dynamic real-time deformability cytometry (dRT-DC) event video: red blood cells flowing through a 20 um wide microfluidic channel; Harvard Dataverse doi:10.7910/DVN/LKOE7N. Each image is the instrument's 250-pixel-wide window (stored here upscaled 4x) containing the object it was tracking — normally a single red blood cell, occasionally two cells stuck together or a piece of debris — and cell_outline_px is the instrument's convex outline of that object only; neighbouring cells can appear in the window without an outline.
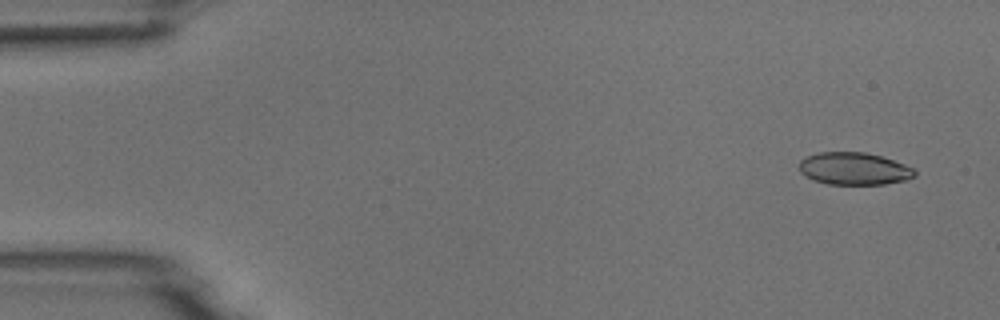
{"species": "common noctule bat (a hibernating species)", "species_latin": "Nyctalus noctula", "temperature_condition": "room temperature", "stored_images_in_passage": 5, "camera_frame_rate_fps": 3000, "um_per_image_px": 0.085, "animal": {"sex": "male", "body_mass_g": 18.8}, "frame": {"image": 1, "passage_image": 1, "time_ms": 0.0, "image_size_px": [1000, 320], "cell_outline_px": [[916, 176], [908, 180], [884, 184], [828, 184], [812, 180], [804, 176], [800, 172], [800, 160], [808, 156], [820, 152], [864, 152], [880, 156], [904, 164], [912, 168], [916, 172]], "centroid_in_image_um": [72.59, 14.35], "position_along_channel_um": 12.4, "area_um2": 21.79}}
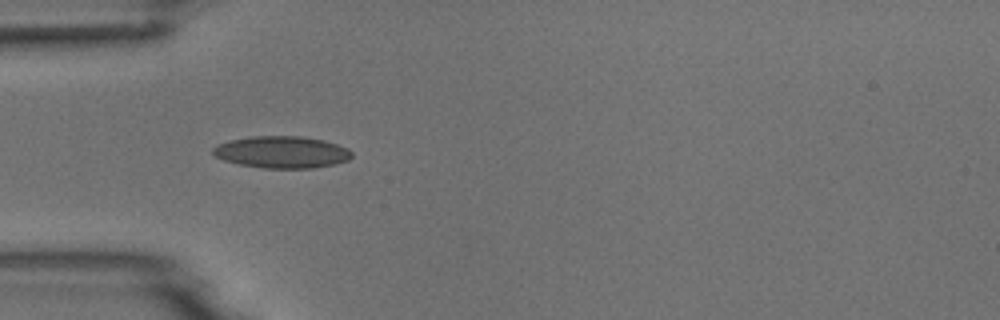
{"frame": {"image": 2, "passage_image": 4, "time_ms": 4.333, "image_size_px": [1000, 320], "cell_outline_px": [[352, 156], [348, 160], [332, 164], [312, 168], [264, 168], [240, 164], [224, 160], [216, 156], [212, 152], [212, 148], [216, 144], [228, 140], [252, 136], [300, 136], [324, 140], [348, 148], [352, 152]], "centroid_in_image_um": [23.93, 12.92], "position_along_channel_um": 61.1, "area_um2": 25.78}}